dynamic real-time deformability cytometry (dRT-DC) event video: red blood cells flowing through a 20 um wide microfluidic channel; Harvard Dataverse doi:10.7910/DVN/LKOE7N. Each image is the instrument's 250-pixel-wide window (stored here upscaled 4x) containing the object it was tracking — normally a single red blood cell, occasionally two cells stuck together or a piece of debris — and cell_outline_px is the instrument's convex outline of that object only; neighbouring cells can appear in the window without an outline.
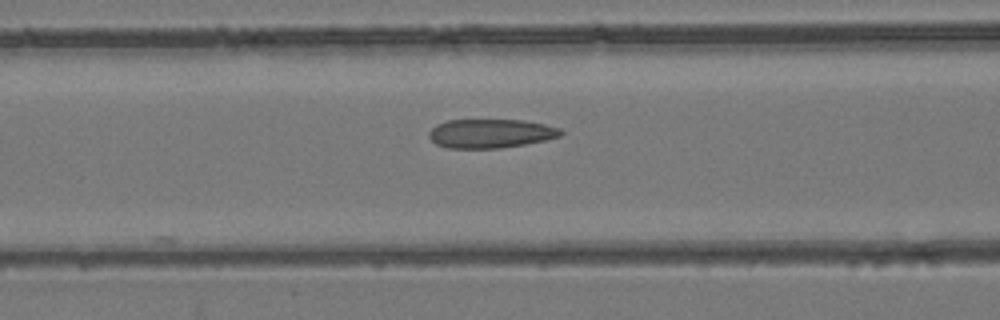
{"species": "common noctule bat (a hibernating species)", "species_latin": "Nyctalus noctula", "temperature_condition": "room temperature", "stored_images_in_passage": 12, "camera_frame_rate_fps": 3000, "um_per_image_px": 0.085, "animal": {"sex": "female", "body_mass_g": 24.6, "forearm_length_mm": 56.2}, "frame": {"image": 1, "passage_image": 10, "time_ms": 3.0, "image_size_px": [1000, 320], "cell_outline_px": [[564, 132], [560, 136], [544, 140], [524, 144], [500, 148], [448, 148], [436, 144], [428, 136], [428, 132], [436, 124], [448, 120], [524, 120], [544, 124], [560, 128]], "centroid_in_image_um": [41.68, 11.34], "position_along_channel_um": 124.9, "area_um2": 22.2}}